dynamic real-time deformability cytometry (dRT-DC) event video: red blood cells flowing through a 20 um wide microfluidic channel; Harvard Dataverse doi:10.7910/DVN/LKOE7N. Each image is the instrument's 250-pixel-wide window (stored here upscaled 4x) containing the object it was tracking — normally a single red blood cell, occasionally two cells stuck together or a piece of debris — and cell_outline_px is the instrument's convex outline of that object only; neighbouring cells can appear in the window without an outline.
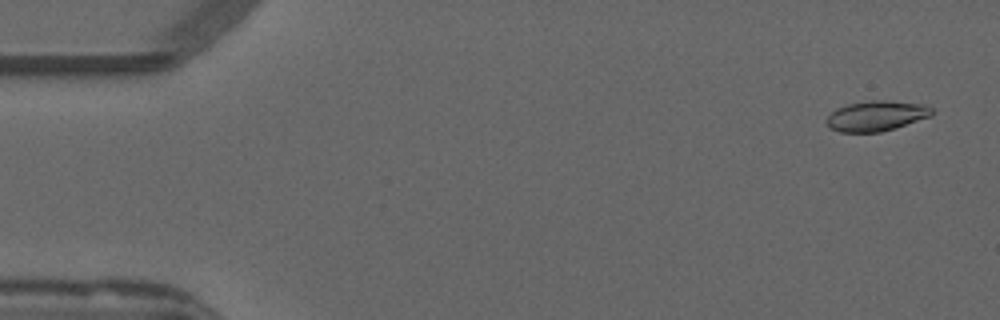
{"species": "common noctule bat (a hibernating species)", "species_latin": "Nyctalus noctula", "temperature_condition": "warm", "stored_images_in_passage": 45, "camera_frame_rate_fps": 3000, "um_per_image_px": 0.085, "animal": {"sex": "male", "forearm_length_mm": 52.5}, "frame": {"image": 1, "passage_image": 1, "time_ms": 0.0, "image_size_px": [1000, 320], "cell_outline_px": [[936, 112], [932, 116], [896, 128], [880, 132], [840, 132], [828, 128], [824, 120], [836, 108], [848, 104], [872, 100], [884, 100], [924, 104], [932, 108]], "centroid_in_image_um": [74.5, 9.86], "position_along_channel_um": 10.5, "area_um2": 18.84}}
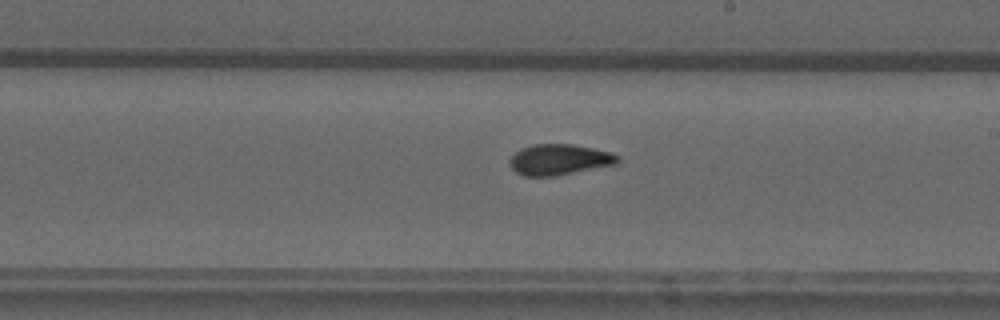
{"frame": {"image": 2, "passage_image": 29, "time_ms": 9.333, "image_size_px": [1000, 320], "cell_outline_px": [[620, 160], [616, 164], [556, 176], [524, 176], [516, 172], [512, 168], [508, 160], [516, 152], [532, 144], [572, 144], [612, 152], [620, 156]], "centroid_in_image_um": [47.56, 13.57], "position_along_channel_um": 241.4, "area_um2": 19.36}}
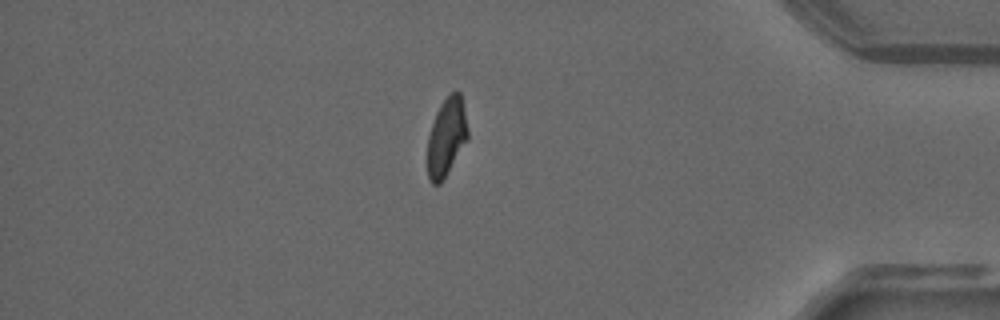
{"frame": {"image": 3, "passage_image": 44, "time_ms": 14.333, "image_size_px": [1000, 320], "cell_outline_px": [[468, 140], [440, 184], [432, 184], [428, 180], [428, 136], [436, 112], [440, 104], [452, 92], [460, 92], [464, 108], [468, 128]], "centroid_in_image_um": [37.96, 11.66], "position_along_channel_um": 397.2, "area_um2": 18.26}, "authors_computed_cell_mechanics": {"area_um2": 19.0162, "velocity_mm_per_s": 3.8395, "shape_relaxation_time_tau1_ms": null, "shape_relaxation_time_tau2_ms": 1.6508, "deformation_change_tau1": null, "deformation_change_tau2": 0.0658}}